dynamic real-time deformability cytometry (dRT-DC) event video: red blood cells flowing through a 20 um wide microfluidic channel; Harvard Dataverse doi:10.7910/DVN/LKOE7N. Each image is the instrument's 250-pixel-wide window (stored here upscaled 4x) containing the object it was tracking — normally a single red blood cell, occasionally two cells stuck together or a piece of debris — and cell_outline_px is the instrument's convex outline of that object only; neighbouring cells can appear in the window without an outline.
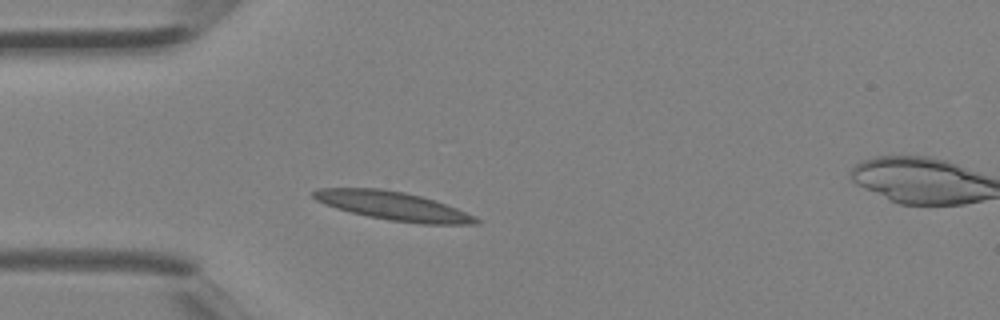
{"species": "Egyptian fruit bat (a non-hibernating species)", "species_latin": "Rousettus aegyptiacus", "temperature_condition": "room temperature", "stored_images_in_passage": 2, "camera_frame_rate_fps": 3000, "um_per_image_px": 0.085, "animal": {"sex": "female"}, "frame": {"image": 1, "passage_image": 1, "time_ms": 0.0, "image_size_px": [1000, 320], "cell_outline_px": [[480, 224], [424, 224], [392, 220], [368, 216], [336, 208], [324, 204], [316, 200], [312, 196], [312, 192], [316, 188], [380, 188], [404, 192], [436, 200], [476, 216], [480, 220]], "centroid_in_image_um": [33.43, 17.5], "position_along_channel_um": 51.6, "area_um2": 26.93}}